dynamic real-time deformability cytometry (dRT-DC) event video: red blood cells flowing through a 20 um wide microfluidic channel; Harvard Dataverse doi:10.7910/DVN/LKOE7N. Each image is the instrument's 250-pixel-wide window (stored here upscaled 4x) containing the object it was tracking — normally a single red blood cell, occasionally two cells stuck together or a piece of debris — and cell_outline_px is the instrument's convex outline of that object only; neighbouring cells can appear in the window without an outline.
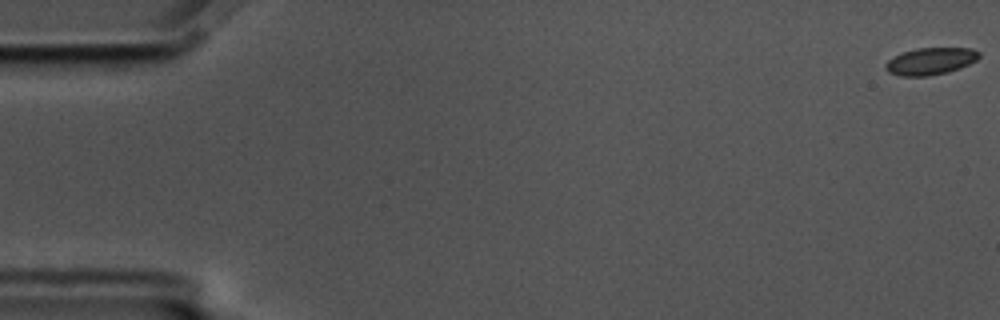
{"species": "common noctule bat (a hibernating species)", "species_latin": "Nyctalus noctula", "temperature_condition": "cold", "stored_images_in_passage": 16, "camera_frame_rate_fps": 3000, "um_per_image_px": 0.085, "animal": {"sex": "male", "body_mass_g": 17.5, "forearm_length_mm": 52.3}, "frame": {"image": 1, "passage_image": 1, "time_ms": 0.0, "image_size_px": [1000, 320], "cell_outline_px": [[980, 56], [976, 60], [960, 68], [948, 72], [928, 76], [900, 76], [888, 72], [884, 68], [884, 64], [888, 60], [900, 52], [916, 48], [972, 48], [980, 52]], "centroid_in_image_um": [79.06, 5.2], "position_along_channel_um": 5.9, "area_um2": 14.91}}
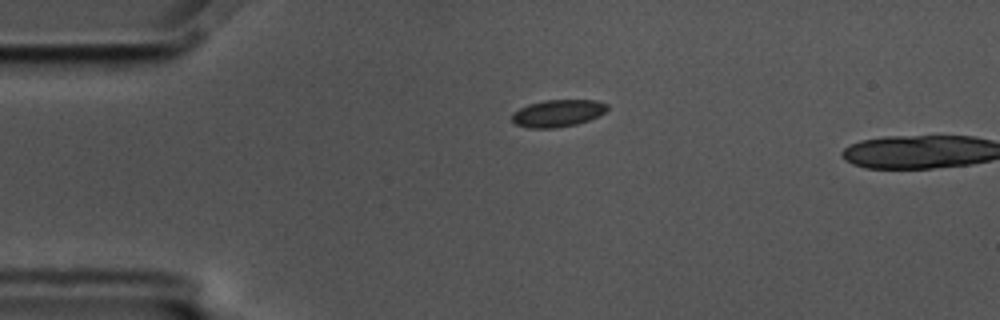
{"frame": {"image": 2, "passage_image": 14, "time_ms": 4.333, "image_size_px": [1000, 320], "cell_outline_px": [[608, 108], [604, 112], [588, 120], [576, 124], [556, 128], [528, 128], [516, 124], [512, 120], [512, 112], [528, 104], [544, 100], [596, 100], [608, 104]], "centroid_in_image_um": [47.39, 9.62], "position_along_channel_um": 37.6, "area_um2": 15.03}}